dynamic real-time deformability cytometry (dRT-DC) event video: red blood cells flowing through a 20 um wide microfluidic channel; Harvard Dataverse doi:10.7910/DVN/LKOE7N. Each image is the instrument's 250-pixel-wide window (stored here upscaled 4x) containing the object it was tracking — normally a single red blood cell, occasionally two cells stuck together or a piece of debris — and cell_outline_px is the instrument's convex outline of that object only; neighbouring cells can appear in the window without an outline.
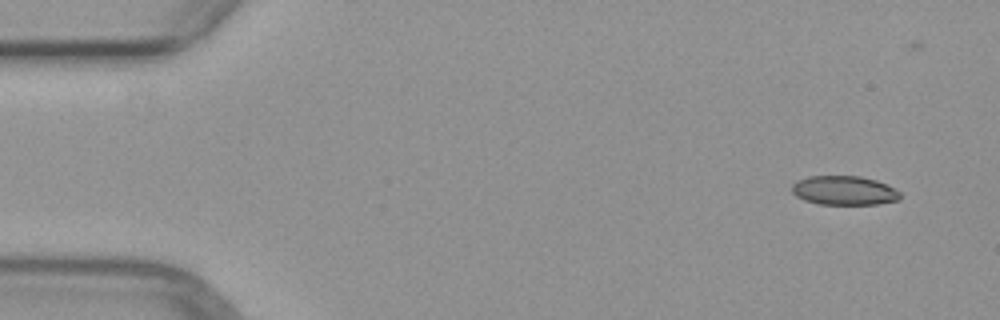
{"species": "common noctule bat (a hibernating species)", "species_latin": "Nyctalus noctula", "temperature_condition": "warm", "stored_images_in_passage": 4, "camera_frame_rate_fps": 3000, "um_per_image_px": 0.085, "animal": {"sex": "female", "body_mass_g": 29.2, "forearm_length_mm": 56.3}, "frame": {"image": 1, "passage_image": 1, "time_ms": 0.0, "image_size_px": [1000, 320], "cell_outline_px": [[900, 200], [876, 204], [820, 204], [804, 200], [796, 196], [792, 192], [792, 184], [796, 180], [808, 176], [860, 176], [876, 180], [900, 192]], "centroid_in_image_um": [71.72, 16.19], "position_along_channel_um": 13.3, "area_um2": 18.32}}